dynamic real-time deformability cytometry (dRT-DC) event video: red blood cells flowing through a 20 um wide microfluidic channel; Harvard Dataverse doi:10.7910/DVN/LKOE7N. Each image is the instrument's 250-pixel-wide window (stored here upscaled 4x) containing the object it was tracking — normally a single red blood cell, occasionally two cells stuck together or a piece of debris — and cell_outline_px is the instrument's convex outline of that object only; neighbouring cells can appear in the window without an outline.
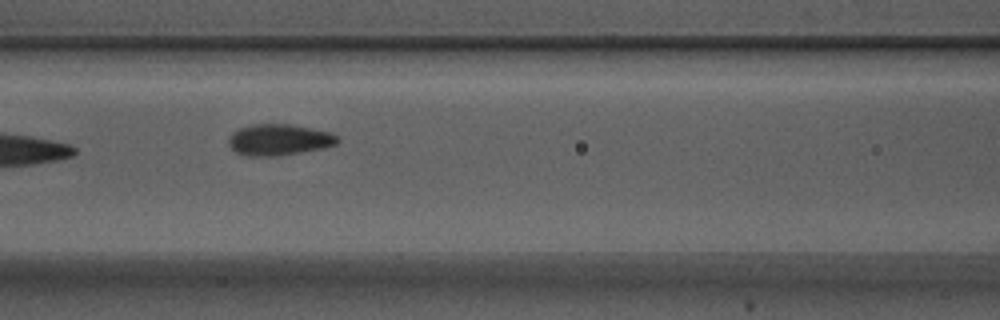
{"species": "Egyptian fruit bat (a non-hibernating species)", "species_latin": "Rousettus aegyptiacus", "temperature_condition": "warm", "stored_images_in_passage": 7, "camera_frame_rate_fps": 3000, "um_per_image_px": 0.085, "animal": {"sex": "male"}, "frame": {"image": 1, "passage_image": 6, "time_ms": 1.667, "image_size_px": [1000, 320], "cell_outline_px": [[340, 140], [336, 144], [324, 148], [300, 152], [272, 156], [248, 156], [236, 152], [228, 144], [228, 140], [232, 132], [240, 128], [252, 124], [292, 124], [328, 132], [336, 136]], "centroid_in_image_um": [23.69, 11.87], "position_along_channel_um": 142.9, "area_um2": 19.65}}
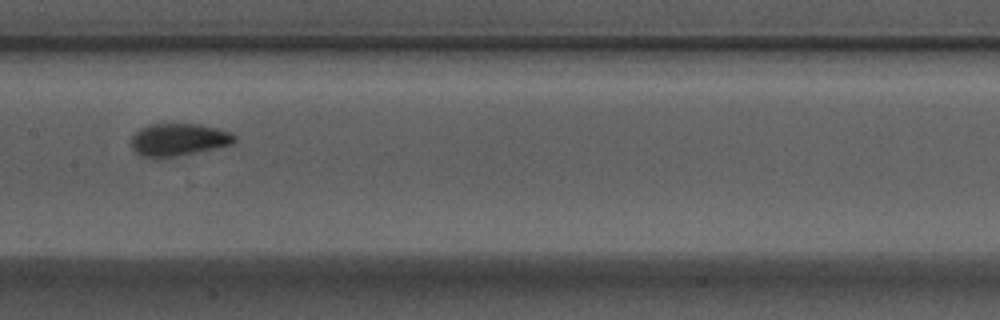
{"frame": {"image": 2, "passage_image": 7, "time_ms": 2.0, "image_size_px": [1000, 320], "cell_outline_px": [[236, 140], [232, 144], [176, 156], [152, 160], [136, 152], [132, 148], [132, 136], [140, 128], [148, 124], [200, 124], [232, 132], [236, 136]], "centroid_in_image_um": [15.16, 11.87], "position_along_channel_um": 192.2, "area_um2": 19.59}}